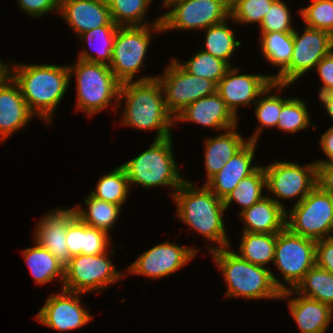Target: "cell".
<instances>
[{
	"label": "cell",
	"instance_id": "d6986e66",
	"mask_svg": "<svg viewBox=\"0 0 333 333\" xmlns=\"http://www.w3.org/2000/svg\"><path fill=\"white\" fill-rule=\"evenodd\" d=\"M33 116L18 84L7 73L0 80V140L3 142L10 134L24 127Z\"/></svg>",
	"mask_w": 333,
	"mask_h": 333
},
{
	"label": "cell",
	"instance_id": "ee69618b",
	"mask_svg": "<svg viewBox=\"0 0 333 333\" xmlns=\"http://www.w3.org/2000/svg\"><path fill=\"white\" fill-rule=\"evenodd\" d=\"M60 0H18L22 10L33 17H39L51 10L59 11Z\"/></svg>",
	"mask_w": 333,
	"mask_h": 333
},
{
	"label": "cell",
	"instance_id": "8992f818",
	"mask_svg": "<svg viewBox=\"0 0 333 333\" xmlns=\"http://www.w3.org/2000/svg\"><path fill=\"white\" fill-rule=\"evenodd\" d=\"M68 67L70 77L72 73L76 75V105L79 111L92 116L110 105L114 97L118 105L121 83L108 65L78 60L75 65Z\"/></svg>",
	"mask_w": 333,
	"mask_h": 333
},
{
	"label": "cell",
	"instance_id": "8fae6325",
	"mask_svg": "<svg viewBox=\"0 0 333 333\" xmlns=\"http://www.w3.org/2000/svg\"><path fill=\"white\" fill-rule=\"evenodd\" d=\"M156 78L163 89L166 108L174 118L187 105L215 93L217 88L213 81L186 72L176 58L165 74Z\"/></svg>",
	"mask_w": 333,
	"mask_h": 333
},
{
	"label": "cell",
	"instance_id": "9a60e30c",
	"mask_svg": "<svg viewBox=\"0 0 333 333\" xmlns=\"http://www.w3.org/2000/svg\"><path fill=\"white\" fill-rule=\"evenodd\" d=\"M238 70L232 66L217 84L216 92L224 100L231 112L237 116V108L240 105H250L258 100L259 96L267 94L272 88L281 90L289 84L273 82L270 76L264 75H237Z\"/></svg>",
	"mask_w": 333,
	"mask_h": 333
},
{
	"label": "cell",
	"instance_id": "f1b7e54d",
	"mask_svg": "<svg viewBox=\"0 0 333 333\" xmlns=\"http://www.w3.org/2000/svg\"><path fill=\"white\" fill-rule=\"evenodd\" d=\"M88 211L81 206L75 207L76 215L88 226L97 228L109 235L121 210L120 205L97 199L91 194L84 200Z\"/></svg>",
	"mask_w": 333,
	"mask_h": 333
},
{
	"label": "cell",
	"instance_id": "b9f144b4",
	"mask_svg": "<svg viewBox=\"0 0 333 333\" xmlns=\"http://www.w3.org/2000/svg\"><path fill=\"white\" fill-rule=\"evenodd\" d=\"M289 8L281 0H275L260 24L261 33L293 32Z\"/></svg>",
	"mask_w": 333,
	"mask_h": 333
},
{
	"label": "cell",
	"instance_id": "4dcf8cb0",
	"mask_svg": "<svg viewBox=\"0 0 333 333\" xmlns=\"http://www.w3.org/2000/svg\"><path fill=\"white\" fill-rule=\"evenodd\" d=\"M261 50L266 60L280 69L279 75L289 64L293 52V32L261 33Z\"/></svg>",
	"mask_w": 333,
	"mask_h": 333
},
{
	"label": "cell",
	"instance_id": "52a82bcc",
	"mask_svg": "<svg viewBox=\"0 0 333 333\" xmlns=\"http://www.w3.org/2000/svg\"><path fill=\"white\" fill-rule=\"evenodd\" d=\"M153 24L118 27L109 68L121 84L135 81L133 78L143 66L152 30L163 31L161 17H157Z\"/></svg>",
	"mask_w": 333,
	"mask_h": 333
},
{
	"label": "cell",
	"instance_id": "74e56055",
	"mask_svg": "<svg viewBox=\"0 0 333 333\" xmlns=\"http://www.w3.org/2000/svg\"><path fill=\"white\" fill-rule=\"evenodd\" d=\"M306 105L300 98H289L281 108L276 127L295 133L311 125Z\"/></svg>",
	"mask_w": 333,
	"mask_h": 333
},
{
	"label": "cell",
	"instance_id": "1f68e13d",
	"mask_svg": "<svg viewBox=\"0 0 333 333\" xmlns=\"http://www.w3.org/2000/svg\"><path fill=\"white\" fill-rule=\"evenodd\" d=\"M118 27L119 26H101L79 35L83 41H86V43L88 42L90 47L94 46L92 48H94L95 52L97 53V56H93V54L83 50L79 54V60L92 63H101L109 66L112 59L114 39ZM95 40L102 43L100 44L99 42L100 47L99 45L94 44L96 43Z\"/></svg>",
	"mask_w": 333,
	"mask_h": 333
},
{
	"label": "cell",
	"instance_id": "7c38bea8",
	"mask_svg": "<svg viewBox=\"0 0 333 333\" xmlns=\"http://www.w3.org/2000/svg\"><path fill=\"white\" fill-rule=\"evenodd\" d=\"M292 290L316 264V241L292 233L287 227L276 233L274 261Z\"/></svg>",
	"mask_w": 333,
	"mask_h": 333
},
{
	"label": "cell",
	"instance_id": "f907efd6",
	"mask_svg": "<svg viewBox=\"0 0 333 333\" xmlns=\"http://www.w3.org/2000/svg\"><path fill=\"white\" fill-rule=\"evenodd\" d=\"M173 2H174V0H164L163 5H164V7H166L168 4H172Z\"/></svg>",
	"mask_w": 333,
	"mask_h": 333
},
{
	"label": "cell",
	"instance_id": "4316f807",
	"mask_svg": "<svg viewBox=\"0 0 333 333\" xmlns=\"http://www.w3.org/2000/svg\"><path fill=\"white\" fill-rule=\"evenodd\" d=\"M23 256L36 283L45 284L58 276L64 283V265L36 241L34 247L23 251Z\"/></svg>",
	"mask_w": 333,
	"mask_h": 333
},
{
	"label": "cell",
	"instance_id": "e0dca14e",
	"mask_svg": "<svg viewBox=\"0 0 333 333\" xmlns=\"http://www.w3.org/2000/svg\"><path fill=\"white\" fill-rule=\"evenodd\" d=\"M80 294L83 293L63 289L61 293L51 295L37 313L36 319L61 332L86 325L92 317L80 304Z\"/></svg>",
	"mask_w": 333,
	"mask_h": 333
},
{
	"label": "cell",
	"instance_id": "d4e9b609",
	"mask_svg": "<svg viewBox=\"0 0 333 333\" xmlns=\"http://www.w3.org/2000/svg\"><path fill=\"white\" fill-rule=\"evenodd\" d=\"M288 305L301 333H325L333 316L329 305L301 295Z\"/></svg>",
	"mask_w": 333,
	"mask_h": 333
},
{
	"label": "cell",
	"instance_id": "f546056e",
	"mask_svg": "<svg viewBox=\"0 0 333 333\" xmlns=\"http://www.w3.org/2000/svg\"><path fill=\"white\" fill-rule=\"evenodd\" d=\"M276 233L243 232L240 243V258L248 262L265 266L274 261Z\"/></svg>",
	"mask_w": 333,
	"mask_h": 333
},
{
	"label": "cell",
	"instance_id": "2e32d148",
	"mask_svg": "<svg viewBox=\"0 0 333 333\" xmlns=\"http://www.w3.org/2000/svg\"><path fill=\"white\" fill-rule=\"evenodd\" d=\"M196 255V250L171 242L161 243L145 251L129 267V273L162 278L176 272Z\"/></svg>",
	"mask_w": 333,
	"mask_h": 333
},
{
	"label": "cell",
	"instance_id": "836d02e7",
	"mask_svg": "<svg viewBox=\"0 0 333 333\" xmlns=\"http://www.w3.org/2000/svg\"><path fill=\"white\" fill-rule=\"evenodd\" d=\"M226 22L225 20L206 29L205 49L202 51L225 61L231 67L229 59L241 42L235 40L236 37Z\"/></svg>",
	"mask_w": 333,
	"mask_h": 333
},
{
	"label": "cell",
	"instance_id": "30bf717a",
	"mask_svg": "<svg viewBox=\"0 0 333 333\" xmlns=\"http://www.w3.org/2000/svg\"><path fill=\"white\" fill-rule=\"evenodd\" d=\"M304 30L299 35L294 29L290 64L279 75H269L273 82L289 85L294 83L333 50V35L328 31L308 26Z\"/></svg>",
	"mask_w": 333,
	"mask_h": 333
},
{
	"label": "cell",
	"instance_id": "f6af8a7d",
	"mask_svg": "<svg viewBox=\"0 0 333 333\" xmlns=\"http://www.w3.org/2000/svg\"><path fill=\"white\" fill-rule=\"evenodd\" d=\"M323 86L319 90V95L333 90V50L325 55L316 65Z\"/></svg>",
	"mask_w": 333,
	"mask_h": 333
},
{
	"label": "cell",
	"instance_id": "44dd1931",
	"mask_svg": "<svg viewBox=\"0 0 333 333\" xmlns=\"http://www.w3.org/2000/svg\"><path fill=\"white\" fill-rule=\"evenodd\" d=\"M174 119L192 121L219 130H227L238 124L237 116L231 112L217 92L187 105Z\"/></svg>",
	"mask_w": 333,
	"mask_h": 333
},
{
	"label": "cell",
	"instance_id": "4fadbf2b",
	"mask_svg": "<svg viewBox=\"0 0 333 333\" xmlns=\"http://www.w3.org/2000/svg\"><path fill=\"white\" fill-rule=\"evenodd\" d=\"M161 15L162 30L207 29L230 17V5L225 0H180Z\"/></svg>",
	"mask_w": 333,
	"mask_h": 333
},
{
	"label": "cell",
	"instance_id": "7a4b0ae2",
	"mask_svg": "<svg viewBox=\"0 0 333 333\" xmlns=\"http://www.w3.org/2000/svg\"><path fill=\"white\" fill-rule=\"evenodd\" d=\"M8 74L18 84L29 110L50 123L70 83L69 67L22 64L11 69L8 66Z\"/></svg>",
	"mask_w": 333,
	"mask_h": 333
},
{
	"label": "cell",
	"instance_id": "ac0fdd59",
	"mask_svg": "<svg viewBox=\"0 0 333 333\" xmlns=\"http://www.w3.org/2000/svg\"><path fill=\"white\" fill-rule=\"evenodd\" d=\"M58 12L78 35L101 26H119L112 21L109 6L103 1L60 0Z\"/></svg>",
	"mask_w": 333,
	"mask_h": 333
},
{
	"label": "cell",
	"instance_id": "816d5d0a",
	"mask_svg": "<svg viewBox=\"0 0 333 333\" xmlns=\"http://www.w3.org/2000/svg\"><path fill=\"white\" fill-rule=\"evenodd\" d=\"M229 5L234 1V0H225Z\"/></svg>",
	"mask_w": 333,
	"mask_h": 333
},
{
	"label": "cell",
	"instance_id": "ab89813d",
	"mask_svg": "<svg viewBox=\"0 0 333 333\" xmlns=\"http://www.w3.org/2000/svg\"><path fill=\"white\" fill-rule=\"evenodd\" d=\"M300 11L306 26L333 35V0H312L309 6Z\"/></svg>",
	"mask_w": 333,
	"mask_h": 333
},
{
	"label": "cell",
	"instance_id": "3957f363",
	"mask_svg": "<svg viewBox=\"0 0 333 333\" xmlns=\"http://www.w3.org/2000/svg\"><path fill=\"white\" fill-rule=\"evenodd\" d=\"M211 254L225 277L227 297L279 299L294 293L281 284L269 269L240 258L236 252L229 251L228 247L215 249Z\"/></svg>",
	"mask_w": 333,
	"mask_h": 333
},
{
	"label": "cell",
	"instance_id": "e575fe53",
	"mask_svg": "<svg viewBox=\"0 0 333 333\" xmlns=\"http://www.w3.org/2000/svg\"><path fill=\"white\" fill-rule=\"evenodd\" d=\"M130 186L126 171L120 165L110 174L100 178L91 195L97 199L122 206L127 199Z\"/></svg>",
	"mask_w": 333,
	"mask_h": 333
},
{
	"label": "cell",
	"instance_id": "ba28073f",
	"mask_svg": "<svg viewBox=\"0 0 333 333\" xmlns=\"http://www.w3.org/2000/svg\"><path fill=\"white\" fill-rule=\"evenodd\" d=\"M286 219V227L296 235L314 241L331 237L328 235L333 231V196L316 185L300 203L294 204Z\"/></svg>",
	"mask_w": 333,
	"mask_h": 333
},
{
	"label": "cell",
	"instance_id": "5bb4252c",
	"mask_svg": "<svg viewBox=\"0 0 333 333\" xmlns=\"http://www.w3.org/2000/svg\"><path fill=\"white\" fill-rule=\"evenodd\" d=\"M266 188L278 198L299 197L300 203L317 185V165H301L293 162H274L264 167Z\"/></svg>",
	"mask_w": 333,
	"mask_h": 333
},
{
	"label": "cell",
	"instance_id": "7dc6e473",
	"mask_svg": "<svg viewBox=\"0 0 333 333\" xmlns=\"http://www.w3.org/2000/svg\"><path fill=\"white\" fill-rule=\"evenodd\" d=\"M320 144L328 160L315 161L316 164L333 162V125L321 136Z\"/></svg>",
	"mask_w": 333,
	"mask_h": 333
},
{
	"label": "cell",
	"instance_id": "bcb514c9",
	"mask_svg": "<svg viewBox=\"0 0 333 333\" xmlns=\"http://www.w3.org/2000/svg\"><path fill=\"white\" fill-rule=\"evenodd\" d=\"M317 165V186L333 196V162Z\"/></svg>",
	"mask_w": 333,
	"mask_h": 333
},
{
	"label": "cell",
	"instance_id": "f5cc1de1",
	"mask_svg": "<svg viewBox=\"0 0 333 333\" xmlns=\"http://www.w3.org/2000/svg\"><path fill=\"white\" fill-rule=\"evenodd\" d=\"M98 1H103V2H106V3H108V1H109V0H98Z\"/></svg>",
	"mask_w": 333,
	"mask_h": 333
},
{
	"label": "cell",
	"instance_id": "8d00e7d4",
	"mask_svg": "<svg viewBox=\"0 0 333 333\" xmlns=\"http://www.w3.org/2000/svg\"><path fill=\"white\" fill-rule=\"evenodd\" d=\"M151 0H109L112 21L119 26H145L142 21Z\"/></svg>",
	"mask_w": 333,
	"mask_h": 333
},
{
	"label": "cell",
	"instance_id": "cb8c5ba5",
	"mask_svg": "<svg viewBox=\"0 0 333 333\" xmlns=\"http://www.w3.org/2000/svg\"><path fill=\"white\" fill-rule=\"evenodd\" d=\"M108 234L88 226L76 213L67 221L66 245L70 256L99 255L110 245Z\"/></svg>",
	"mask_w": 333,
	"mask_h": 333
},
{
	"label": "cell",
	"instance_id": "c3c4849f",
	"mask_svg": "<svg viewBox=\"0 0 333 333\" xmlns=\"http://www.w3.org/2000/svg\"><path fill=\"white\" fill-rule=\"evenodd\" d=\"M319 99L324 104L327 113L333 119V90L319 95Z\"/></svg>",
	"mask_w": 333,
	"mask_h": 333
},
{
	"label": "cell",
	"instance_id": "9c48e42d",
	"mask_svg": "<svg viewBox=\"0 0 333 333\" xmlns=\"http://www.w3.org/2000/svg\"><path fill=\"white\" fill-rule=\"evenodd\" d=\"M107 256V252L72 256L64 266L63 289L79 293L100 291L122 278Z\"/></svg>",
	"mask_w": 333,
	"mask_h": 333
},
{
	"label": "cell",
	"instance_id": "7bdbcfd3",
	"mask_svg": "<svg viewBox=\"0 0 333 333\" xmlns=\"http://www.w3.org/2000/svg\"><path fill=\"white\" fill-rule=\"evenodd\" d=\"M316 264L333 274V236L316 241Z\"/></svg>",
	"mask_w": 333,
	"mask_h": 333
},
{
	"label": "cell",
	"instance_id": "83f0119b",
	"mask_svg": "<svg viewBox=\"0 0 333 333\" xmlns=\"http://www.w3.org/2000/svg\"><path fill=\"white\" fill-rule=\"evenodd\" d=\"M295 294L329 305L333 309V274L315 264L293 289Z\"/></svg>",
	"mask_w": 333,
	"mask_h": 333
},
{
	"label": "cell",
	"instance_id": "ffe728a7",
	"mask_svg": "<svg viewBox=\"0 0 333 333\" xmlns=\"http://www.w3.org/2000/svg\"><path fill=\"white\" fill-rule=\"evenodd\" d=\"M256 142L248 141L237 151L214 175L206 186L220 199L224 200L239 182L254 173L260 166H251L254 158Z\"/></svg>",
	"mask_w": 333,
	"mask_h": 333
},
{
	"label": "cell",
	"instance_id": "d6a6232c",
	"mask_svg": "<svg viewBox=\"0 0 333 333\" xmlns=\"http://www.w3.org/2000/svg\"><path fill=\"white\" fill-rule=\"evenodd\" d=\"M263 187H266V174L264 167L261 166L254 173L243 178L223 200L225 208L227 209L231 202L235 201L241 205V212L244 211L264 197Z\"/></svg>",
	"mask_w": 333,
	"mask_h": 333
},
{
	"label": "cell",
	"instance_id": "d590c367",
	"mask_svg": "<svg viewBox=\"0 0 333 333\" xmlns=\"http://www.w3.org/2000/svg\"><path fill=\"white\" fill-rule=\"evenodd\" d=\"M178 64L189 74L211 80L216 85L230 68L225 61L202 50L198 51L186 63L178 62Z\"/></svg>",
	"mask_w": 333,
	"mask_h": 333
},
{
	"label": "cell",
	"instance_id": "7402d4cb",
	"mask_svg": "<svg viewBox=\"0 0 333 333\" xmlns=\"http://www.w3.org/2000/svg\"><path fill=\"white\" fill-rule=\"evenodd\" d=\"M50 212L39 221L34 241L65 266L71 259L66 245L67 221L75 214V207L67 210L60 208Z\"/></svg>",
	"mask_w": 333,
	"mask_h": 333
},
{
	"label": "cell",
	"instance_id": "f35d334b",
	"mask_svg": "<svg viewBox=\"0 0 333 333\" xmlns=\"http://www.w3.org/2000/svg\"><path fill=\"white\" fill-rule=\"evenodd\" d=\"M275 0H234L230 4V17L238 23H262Z\"/></svg>",
	"mask_w": 333,
	"mask_h": 333
},
{
	"label": "cell",
	"instance_id": "60d3db41",
	"mask_svg": "<svg viewBox=\"0 0 333 333\" xmlns=\"http://www.w3.org/2000/svg\"><path fill=\"white\" fill-rule=\"evenodd\" d=\"M263 99H258L254 104H257L255 108V115L260 123V127L257 128L254 135L251 136L248 141L257 142L258 137L264 127H276L278 123L279 114L282 106L289 100L283 99L277 95H265Z\"/></svg>",
	"mask_w": 333,
	"mask_h": 333
},
{
	"label": "cell",
	"instance_id": "6da1fadb",
	"mask_svg": "<svg viewBox=\"0 0 333 333\" xmlns=\"http://www.w3.org/2000/svg\"><path fill=\"white\" fill-rule=\"evenodd\" d=\"M163 95L160 82L153 76L122 83L118 104L125 97L126 106L121 124L138 130L157 129L155 140L170 137V126L176 121L167 110Z\"/></svg>",
	"mask_w": 333,
	"mask_h": 333
},
{
	"label": "cell",
	"instance_id": "5b68a950",
	"mask_svg": "<svg viewBox=\"0 0 333 333\" xmlns=\"http://www.w3.org/2000/svg\"><path fill=\"white\" fill-rule=\"evenodd\" d=\"M171 139L170 136L155 140L150 148L122 164L129 184L137 183L145 188L163 185L178 189L186 181L177 170Z\"/></svg>",
	"mask_w": 333,
	"mask_h": 333
},
{
	"label": "cell",
	"instance_id": "277c9868",
	"mask_svg": "<svg viewBox=\"0 0 333 333\" xmlns=\"http://www.w3.org/2000/svg\"><path fill=\"white\" fill-rule=\"evenodd\" d=\"M177 204V215L181 221L202 234L210 241L218 243V248L209 247V251L229 247L223 223L226 210L222 199L218 198L206 185L196 189L185 181L174 193Z\"/></svg>",
	"mask_w": 333,
	"mask_h": 333
},
{
	"label": "cell",
	"instance_id": "681fc988",
	"mask_svg": "<svg viewBox=\"0 0 333 333\" xmlns=\"http://www.w3.org/2000/svg\"><path fill=\"white\" fill-rule=\"evenodd\" d=\"M8 73V65L0 61V80Z\"/></svg>",
	"mask_w": 333,
	"mask_h": 333
},
{
	"label": "cell",
	"instance_id": "484cf974",
	"mask_svg": "<svg viewBox=\"0 0 333 333\" xmlns=\"http://www.w3.org/2000/svg\"><path fill=\"white\" fill-rule=\"evenodd\" d=\"M236 128L227 129L225 133L206 140L204 159L207 182L247 143L239 133L234 131Z\"/></svg>",
	"mask_w": 333,
	"mask_h": 333
},
{
	"label": "cell",
	"instance_id": "603a6c76",
	"mask_svg": "<svg viewBox=\"0 0 333 333\" xmlns=\"http://www.w3.org/2000/svg\"><path fill=\"white\" fill-rule=\"evenodd\" d=\"M285 206L272 197L261 200L240 212L245 223L244 232L278 233L286 227Z\"/></svg>",
	"mask_w": 333,
	"mask_h": 333
}]
</instances>
